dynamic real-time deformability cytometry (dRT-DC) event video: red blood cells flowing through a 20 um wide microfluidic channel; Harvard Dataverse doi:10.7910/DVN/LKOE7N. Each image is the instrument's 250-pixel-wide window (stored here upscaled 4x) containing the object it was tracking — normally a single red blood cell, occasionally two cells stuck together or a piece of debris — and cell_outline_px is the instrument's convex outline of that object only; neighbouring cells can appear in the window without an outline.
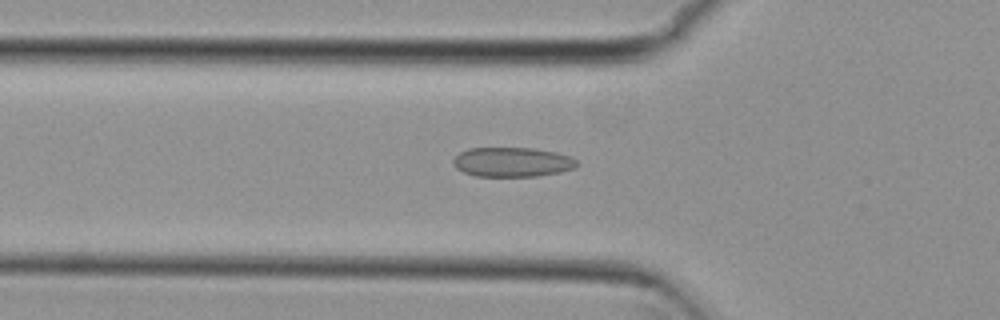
{"species": "common noctule bat (a hibernating species)", "species_latin": "Nyctalus noctula", "temperature_condition": "cold", "stored_images_in_passage": 53, "camera_frame_rate_fps": 3000, "um_per_image_px": 0.085, "animal": {"sex": "female", "body_mass_g": 29.2, "forearm_length_mm": 56.3}, "frame": {"image": 1, "passage_image": 18, "time_ms": 5.667, "image_size_px": [1000, 320], "cell_outline_px": [[580, 164], [576, 168], [560, 172], [536, 176], [476, 176], [464, 172], [456, 168], [452, 164], [452, 160], [460, 152], [468, 148], [532, 148], [556, 152], [572, 156]], "centroid_in_image_um": [43.57, 13.77], "position_along_channel_um": 82.2, "area_um2": 21.44}}
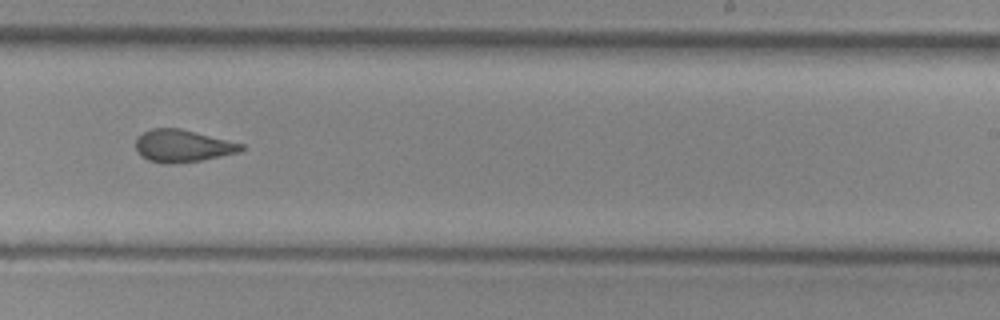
{"frame": {"image": 2, "passage_image": 33, "time_ms": 10.667, "image_size_px": [1000, 320], "cell_outline_px": [[244, 148], [240, 152], [200, 160], [172, 164], [160, 164], [148, 160], [140, 156], [136, 152], [136, 140], [144, 132], [152, 128], [180, 128], [244, 144]], "centroid_in_image_um": [15.5, 12.41], "position_along_channel_um": 273.5, "area_um2": 19.88}}
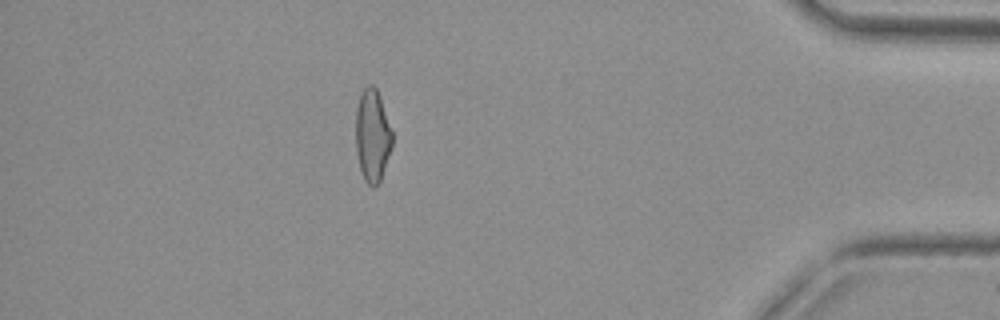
{"frame": {"image": 3, "passage_image": 47, "time_ms": 15.333, "image_size_px": [1000, 320], "cell_outline_px": [[392, 148], [380, 184], [372, 188], [364, 180], [360, 168], [356, 152], [356, 108], [360, 92], [368, 84], [372, 84], [376, 88], [380, 96], [392, 132]], "centroid_in_image_um": [31.65, 11.55], "position_along_channel_um": 403.5, "area_um2": 20.0}, "authors_computed_cell_mechanics": {"area_um2": 20.5768, "velocity_mm_per_s": 3.8114, "shape_relaxation_time_tau1_ms": null, "shape_relaxation_time_tau2_ms": 2.0795, "deformation_change_tau1": null, "deformation_change_tau2": 0.0759}}